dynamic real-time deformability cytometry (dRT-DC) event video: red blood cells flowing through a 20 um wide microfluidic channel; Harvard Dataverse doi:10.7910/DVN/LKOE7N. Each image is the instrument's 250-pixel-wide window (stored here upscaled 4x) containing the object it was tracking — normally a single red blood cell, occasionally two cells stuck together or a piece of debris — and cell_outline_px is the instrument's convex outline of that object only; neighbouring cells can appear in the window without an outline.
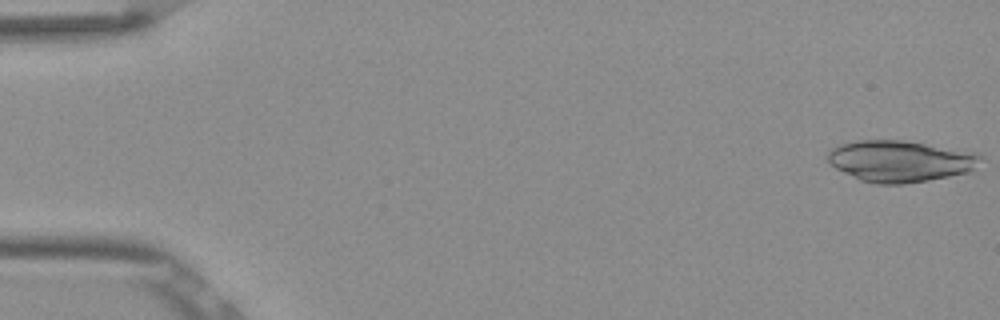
{"species": "Egyptian fruit bat (a non-hibernating species)", "species_latin": "Rousettus aegyptiacus", "temperature_condition": "room temperature", "stored_images_in_passage": 18, "camera_frame_rate_fps": 3000, "um_per_image_px": 0.085, "frame": {"image": 1, "passage_image": 1, "time_ms": 0.0, "image_size_px": [1000, 320], "cell_outline_px": [[984, 156], [968, 172], [928, 180], [904, 184], [876, 184], [860, 180], [828, 164], [828, 152], [832, 148], [840, 144], [856, 140], [900, 140], [976, 152]], "centroid_in_image_um": [76.48, 13.69], "position_along_channel_um": 8.5, "area_um2": 36.65}}